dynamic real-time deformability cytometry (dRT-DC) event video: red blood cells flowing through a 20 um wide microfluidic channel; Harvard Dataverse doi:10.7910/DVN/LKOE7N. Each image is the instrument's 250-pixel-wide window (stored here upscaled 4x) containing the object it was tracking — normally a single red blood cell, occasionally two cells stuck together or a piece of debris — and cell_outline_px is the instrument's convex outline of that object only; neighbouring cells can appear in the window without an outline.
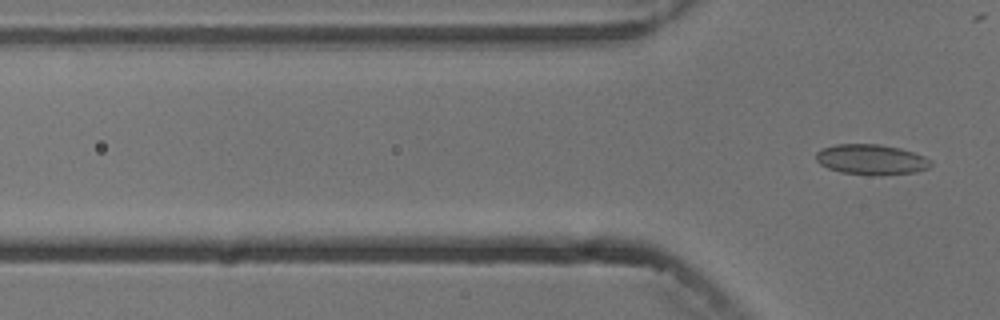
{"species": "common noctule bat (a hibernating species)", "species_latin": "Nyctalus noctula", "temperature_condition": "cold", "stored_images_in_passage": 4, "segment_of_instrument_passage": [2, 2], "camera_frame_rate_fps": 3000, "um_per_image_px": 0.085, "animal": {"sex": "male", "body_mass_g": 13.3}, "frame": {"image": 1, "passage_image": 4, "time_ms": 3.333, "image_size_px": [1000, 320], "cell_outline_px": [[932, 164], [928, 168], [912, 172], [880, 176], [872, 176], [840, 172], [828, 168], [820, 164], [816, 160], [816, 152], [820, 148], [836, 144], [880, 144], [900, 148], [924, 156], [932, 160]], "centroid_in_image_um": [74.03, 13.56], "position_along_channel_um": 51.8, "area_um2": 20.52}}